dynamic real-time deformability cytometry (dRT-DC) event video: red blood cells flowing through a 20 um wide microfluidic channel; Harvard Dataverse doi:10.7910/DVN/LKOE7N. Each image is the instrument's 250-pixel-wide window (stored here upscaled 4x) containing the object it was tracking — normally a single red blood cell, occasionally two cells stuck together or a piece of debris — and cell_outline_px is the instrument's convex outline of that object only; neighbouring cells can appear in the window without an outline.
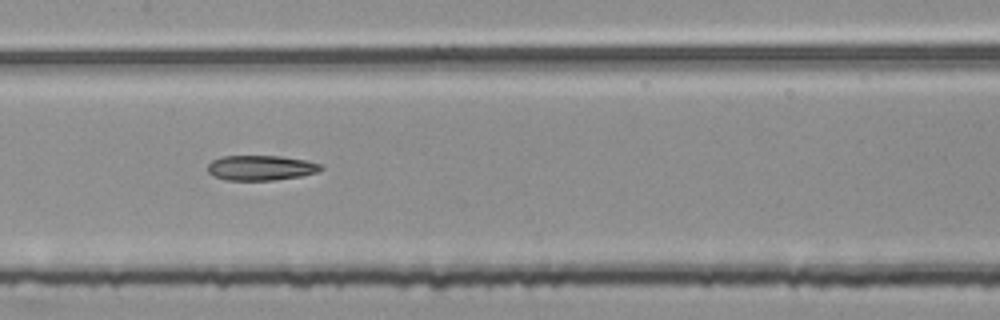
{"species": "common noctule bat (a hibernating species)", "species_latin": "Nyctalus noctula", "temperature_condition": "room temperature", "stored_images_in_passage": 41, "segment_of_instrument_passage": [2, 2], "camera_frame_rate_fps": 3000, "um_per_image_px": 0.085, "animal": {"sex": "female", "body_mass_g": 25.1}, "frame": {"image": 1, "passage_image": 14, "time_ms": 4.333, "image_size_px": [1000, 320], "cell_outline_px": [[324, 168], [316, 172], [300, 176], [272, 180], [224, 180], [212, 176], [208, 172], [208, 164], [212, 160], [220, 156], [280, 156], [304, 160], [324, 164]], "centroid_in_image_um": [22.15, 14.26], "position_along_channel_um": 185.3, "area_um2": 16.59}}
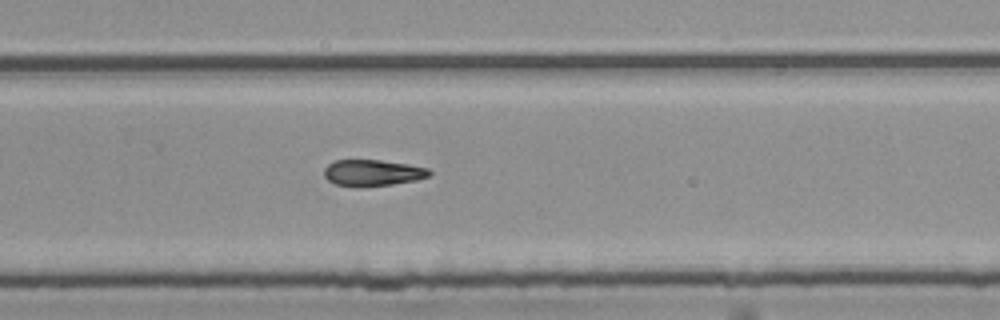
{"frame": {"image": 2, "passage_image": 23, "time_ms": 7.333, "image_size_px": [1000, 320], "cell_outline_px": [[432, 172], [428, 176], [416, 180], [392, 184], [336, 184], [328, 180], [324, 176], [324, 168], [328, 164], [336, 160], [380, 160], [408, 164], [428, 168]], "centroid_in_image_um": [31.7, 14.64], "position_along_channel_um": 298.1, "area_um2": 15.43}}
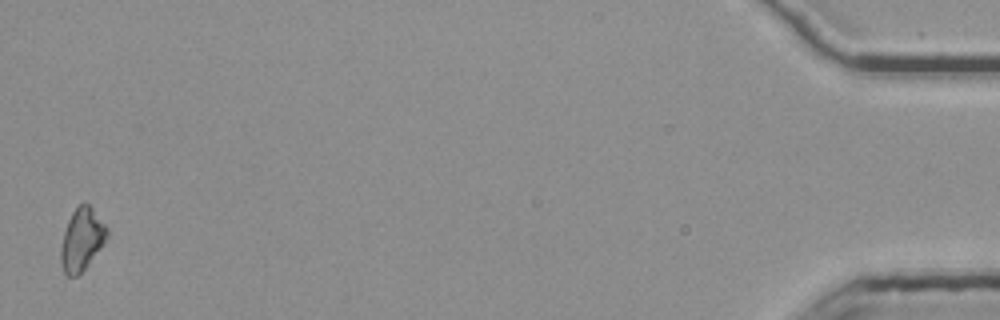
{"frame": {"image": 3, "passage_image": 41, "time_ms": 13.333, "image_size_px": [1000, 320], "cell_outline_px": [[108, 236], [100, 248], [88, 264], [76, 276], [68, 276], [64, 272], [60, 260], [60, 248], [64, 232], [68, 220], [72, 212], [80, 204], [88, 204], [92, 208], [108, 228]], "centroid_in_image_um": [6.94, 20.35], "position_along_channel_um": 428.3, "area_um2": 16.47}}